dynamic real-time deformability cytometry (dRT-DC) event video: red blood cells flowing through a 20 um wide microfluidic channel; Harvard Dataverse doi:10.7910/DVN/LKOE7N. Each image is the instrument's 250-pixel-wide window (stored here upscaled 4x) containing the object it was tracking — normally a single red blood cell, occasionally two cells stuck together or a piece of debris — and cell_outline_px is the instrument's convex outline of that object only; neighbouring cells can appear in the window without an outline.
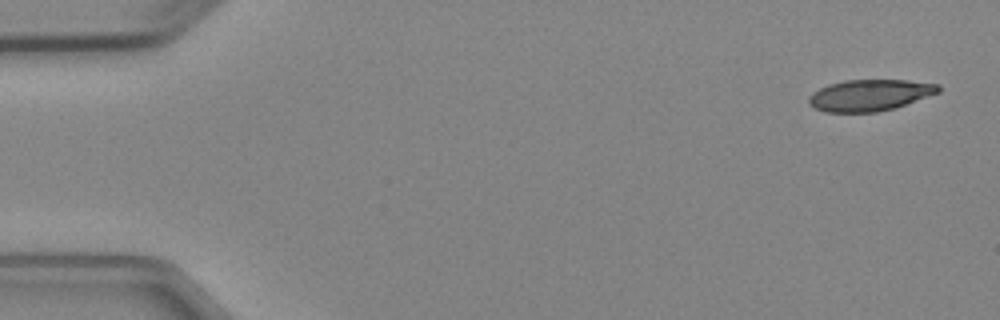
{"species": "Egyptian fruit bat (a non-hibernating species)", "species_latin": "Rousettus aegyptiacus", "temperature_condition": "cold", "stored_images_in_passage": 8, "camera_frame_rate_fps": 3000, "um_per_image_px": 0.085, "animal": {"sex": "female"}, "frame": {"image": 1, "passage_image": 1, "time_ms": 0.0, "image_size_px": [1000, 320], "cell_outline_px": [[940, 92], [896, 108], [876, 112], [824, 112], [808, 104], [808, 96], [812, 92], [828, 84], [844, 80], [908, 80], [940, 84]], "centroid_in_image_um": [73.93, 8.09], "position_along_channel_um": 11.1, "area_um2": 23.93}}
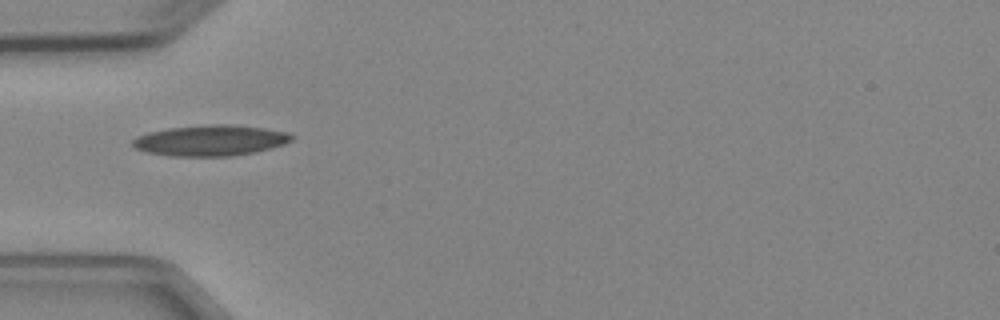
{"frame": {"image": 2, "passage_image": 5, "time_ms": 4.667, "image_size_px": [1000, 320], "cell_outline_px": [[292, 140], [284, 144], [252, 152], [228, 156], [168, 156], [148, 152], [136, 148], [132, 144], [132, 140], [136, 136], [148, 132], [168, 128], [208, 124], [228, 124], [264, 128], [284, 132], [292, 136]], "centroid_in_image_um": [17.82, 11.93], "position_along_channel_um": 67.2, "area_um2": 28.21}}